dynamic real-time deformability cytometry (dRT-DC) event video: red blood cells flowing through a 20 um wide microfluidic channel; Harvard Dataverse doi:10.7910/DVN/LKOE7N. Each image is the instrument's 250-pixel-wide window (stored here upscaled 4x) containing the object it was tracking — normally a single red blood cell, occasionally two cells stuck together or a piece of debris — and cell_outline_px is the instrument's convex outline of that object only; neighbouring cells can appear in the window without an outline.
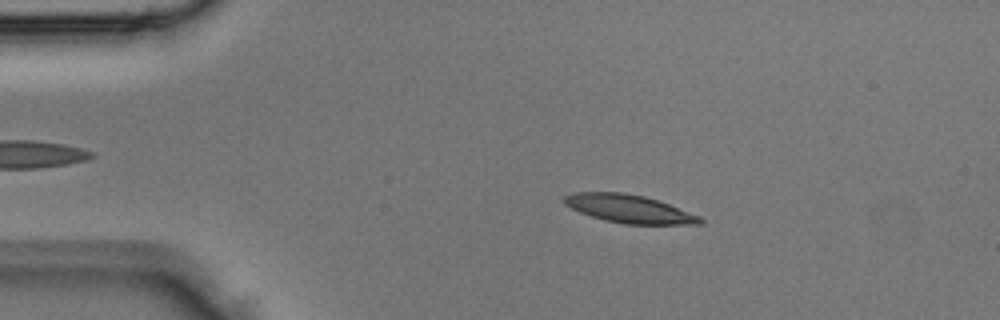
{"species": "Egyptian fruit bat (a non-hibernating species)", "species_latin": "Rousettus aegyptiacus", "temperature_condition": "room temperature", "stored_images_in_passage": 3, "camera_frame_rate_fps": 3000, "um_per_image_px": 0.085, "animal": {"sex": "male"}, "frame": {"image": 1, "passage_image": 2, "time_ms": 0.333, "image_size_px": [1000, 320], "cell_outline_px": [[704, 224], [624, 224], [604, 220], [580, 212], [564, 204], [564, 196], [576, 192], [620, 192], [644, 196], [668, 204], [700, 216], [704, 220]], "centroid_in_image_um": [53.48, 17.75], "position_along_channel_um": 31.5, "area_um2": 22.02}}